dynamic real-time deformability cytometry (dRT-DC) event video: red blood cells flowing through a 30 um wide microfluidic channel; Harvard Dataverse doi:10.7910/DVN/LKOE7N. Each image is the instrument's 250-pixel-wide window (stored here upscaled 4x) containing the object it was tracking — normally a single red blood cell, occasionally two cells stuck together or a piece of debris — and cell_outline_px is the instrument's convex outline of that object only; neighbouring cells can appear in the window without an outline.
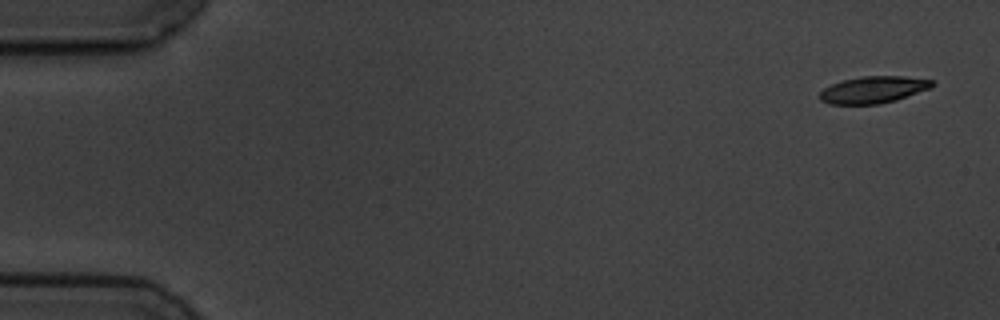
{"species": "common noctule bat (a hibernating species)", "species_latin": "Nyctalus noctula", "temperature_condition": "cold", "stored_images_in_passage": 4, "camera_frame_rate_fps": 3000, "um_per_image_px": 0.085, "animal": {"sex": "male", "body_mass_g": 19.5, "forearm_length_mm": 54.6}, "frame": {"image": 1, "passage_image": 1, "time_ms": 0.0, "image_size_px": [1000, 320], "cell_outline_px": [[936, 84], [932, 88], [896, 100], [880, 104], [828, 104], [820, 100], [820, 92], [824, 88], [832, 84], [844, 80], [864, 76], [904, 76], [936, 80]], "centroid_in_image_um": [74.3, 7.62], "position_along_channel_um": 10.7, "area_um2": 17.74}}
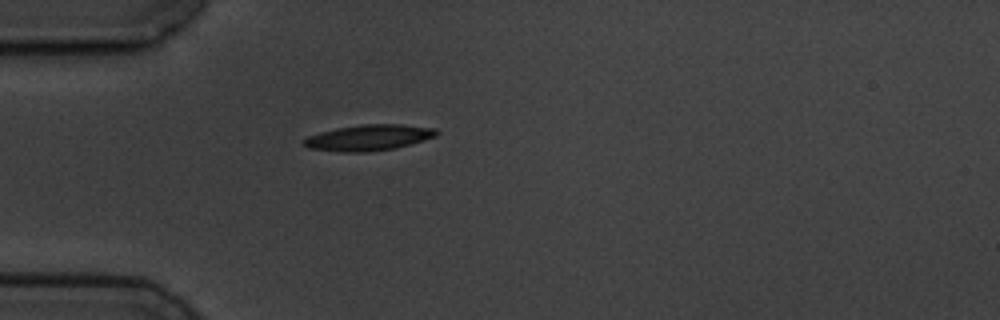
{"frame": {"image": 2, "passage_image": 4, "time_ms": 4.667, "image_size_px": [1000, 320], "cell_outline_px": [[440, 132], [436, 136], [396, 148], [368, 152], [340, 152], [308, 148], [300, 140], [308, 136], [320, 132], [336, 128], [360, 124], [400, 124], [436, 128]], "centroid_in_image_um": [31.32, 11.69], "position_along_channel_um": 53.7, "area_um2": 20.17}}